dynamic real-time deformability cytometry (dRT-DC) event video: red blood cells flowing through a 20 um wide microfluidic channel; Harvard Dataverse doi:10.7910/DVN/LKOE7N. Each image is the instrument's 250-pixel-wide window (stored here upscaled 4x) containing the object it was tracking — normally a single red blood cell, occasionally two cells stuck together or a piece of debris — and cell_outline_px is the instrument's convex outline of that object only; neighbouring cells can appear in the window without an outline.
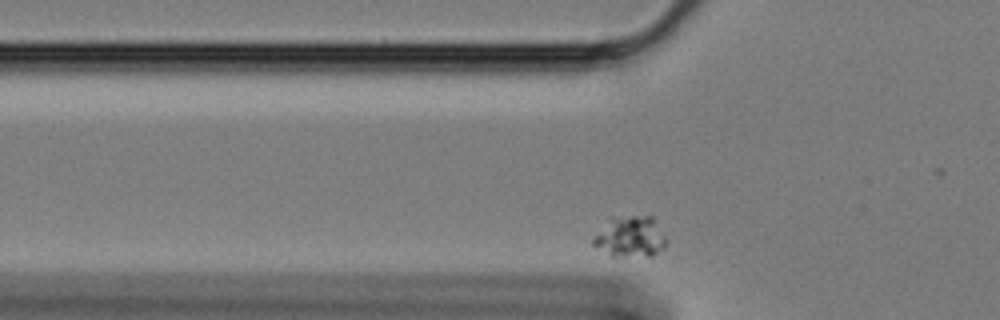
{"species": "Egyptian fruit bat (a non-hibernating species)", "species_latin": "Rousettus aegyptiacus", "temperature_condition": "cold", "stored_images_in_passage": 35, "camera_frame_rate_fps": 3000, "um_per_image_px": 0.085, "animal": {"sex": "female"}, "frame": {"image": 1, "passage_image": 3, "time_ms": 0.667, "image_size_px": [1000, 320], "cell_outline_px": [[668, 240], [664, 248], [652, 256], [612, 256], [592, 244], [592, 240], [612, 220], [632, 216], [652, 216], [656, 220]], "centroid_in_image_um": [53.69, 20.16], "position_along_channel_um": 72.1, "area_um2": 16.82}}
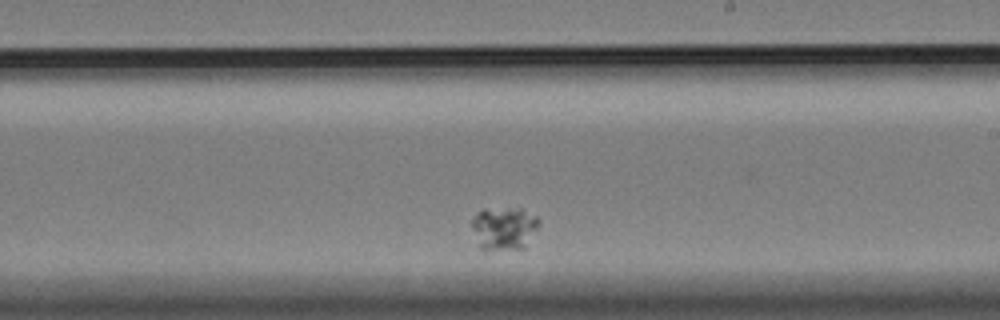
{"frame": {"image": 2, "passage_image": 21, "time_ms": 6.667, "image_size_px": [1000, 320], "cell_outline_px": [[540, 220], [536, 228], [524, 248], [484, 252], [480, 248], [472, 228], [472, 220], [476, 212], [484, 208], [520, 208], [536, 216]], "centroid_in_image_um": [42.8, 19.41], "position_along_channel_um": 246.2, "area_um2": 17.05}}
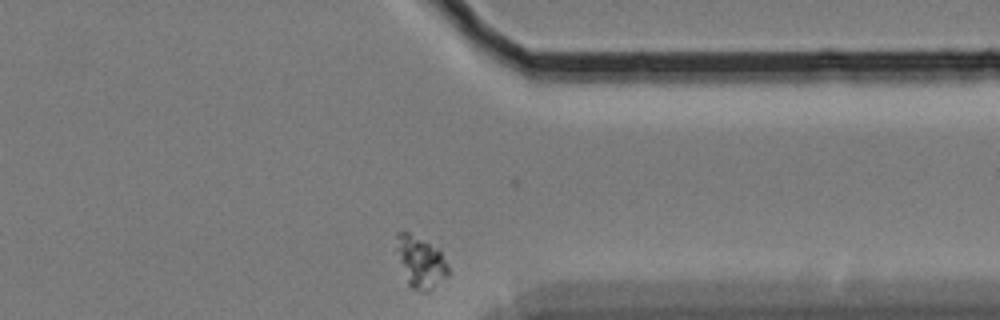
{"frame": {"image": 3, "passage_image": 34, "time_ms": 11.0, "image_size_px": [1000, 320], "cell_outline_px": [[448, 276], [428, 292], [420, 292], [412, 288], [408, 284], [400, 260], [396, 236], [396, 232], [404, 228], [440, 248], [448, 264]], "centroid_in_image_um": [35.78, 22.22], "position_along_channel_um": 375.6, "area_um2": 15.84}}